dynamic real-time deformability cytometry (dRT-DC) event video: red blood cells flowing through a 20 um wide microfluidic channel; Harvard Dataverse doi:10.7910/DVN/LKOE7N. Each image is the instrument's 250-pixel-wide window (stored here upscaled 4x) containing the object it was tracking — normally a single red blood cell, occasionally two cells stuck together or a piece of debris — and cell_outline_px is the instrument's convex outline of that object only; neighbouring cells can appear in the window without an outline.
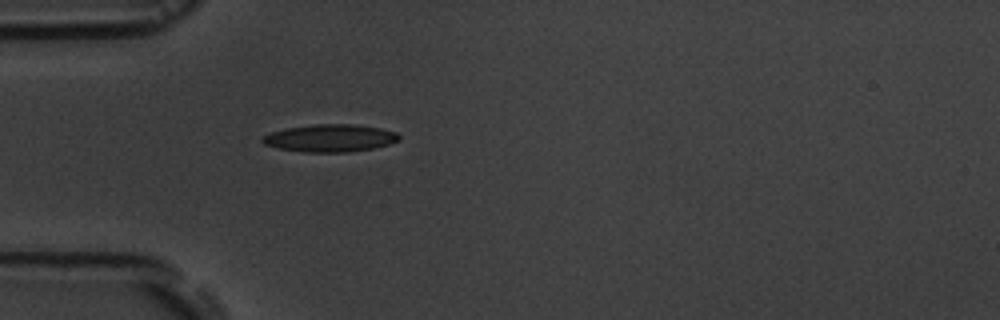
{"species": "common noctule bat (a hibernating species)", "species_latin": "Nyctalus noctula", "temperature_condition": "room temperature", "stored_images_in_passage": 1, "camera_frame_rate_fps": 3000, "um_per_image_px": 0.085, "animal": {"sex": "male", "body_mass_g": 19.5, "forearm_length_mm": 54.6}, "frame": {"image": 1, "passage_image": 1, "time_ms": 0.0, "image_size_px": [1000, 320], "cell_outline_px": [[400, 140], [388, 144], [372, 148], [348, 152], [304, 152], [280, 148], [264, 144], [260, 140], [260, 136], [272, 132], [288, 128], [316, 124], [352, 124], [380, 128], [396, 132], [400, 136]], "centroid_in_image_um": [28.05, 11.74], "position_along_channel_um": 57.0, "area_um2": 21.73}}